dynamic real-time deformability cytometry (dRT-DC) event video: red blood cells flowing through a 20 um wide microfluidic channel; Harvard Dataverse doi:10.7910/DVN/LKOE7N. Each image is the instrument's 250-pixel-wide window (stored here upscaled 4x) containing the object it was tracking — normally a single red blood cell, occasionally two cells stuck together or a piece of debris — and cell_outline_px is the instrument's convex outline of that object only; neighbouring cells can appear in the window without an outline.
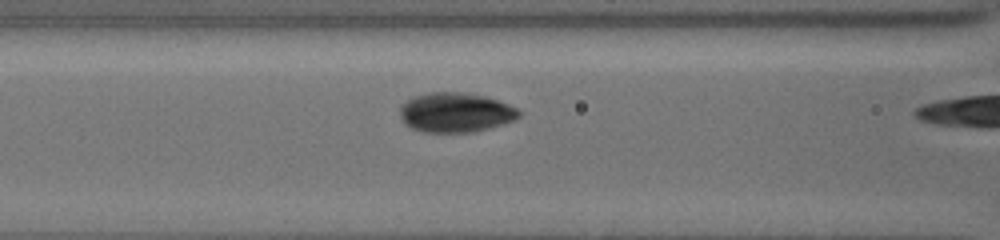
{"species": "common noctule bat (a hibernating species)", "species_latin": "Nyctalus noctula", "temperature_condition": "cold", "stored_images_in_passage": 14, "camera_frame_rate_fps": 3000, "um_per_image_px": 0.085, "animal": {"sex": "female", "body_mass_g": 19.5, "forearm_length_mm": 54.1}, "frame": {"image": 1, "passage_image": 7, "time_ms": 2.0, "image_size_px": [1000, 240], "cell_outline_px": [[520, 116], [504, 124], [472, 132], [424, 132], [412, 128], [404, 124], [400, 116], [400, 108], [412, 96], [428, 92], [464, 92], [484, 96], [508, 104], [516, 108], [520, 112]], "centroid_in_image_um": [38.69, 9.55], "position_along_channel_um": 127.9, "area_um2": 27.4}}
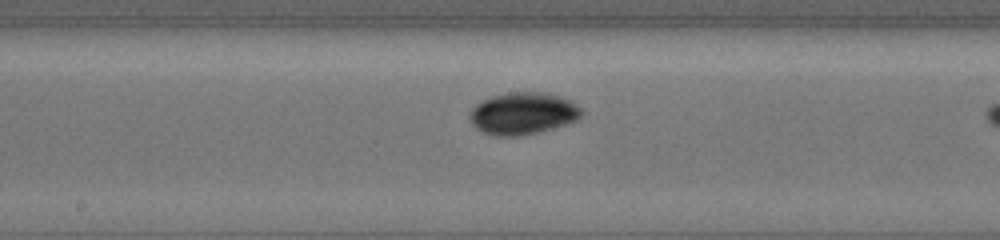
{"frame": {"image": 2, "passage_image": 12, "time_ms": 4.0, "image_size_px": [1000, 240], "cell_outline_px": [[584, 112], [576, 120], [568, 124], [536, 132], [516, 136], [496, 136], [484, 132], [476, 128], [468, 120], [468, 116], [472, 108], [476, 104], [492, 96], [508, 92], [548, 92], [572, 100]], "centroid_in_image_um": [44.45, 9.63], "position_along_channel_um": 203.7, "area_um2": 27.51}}